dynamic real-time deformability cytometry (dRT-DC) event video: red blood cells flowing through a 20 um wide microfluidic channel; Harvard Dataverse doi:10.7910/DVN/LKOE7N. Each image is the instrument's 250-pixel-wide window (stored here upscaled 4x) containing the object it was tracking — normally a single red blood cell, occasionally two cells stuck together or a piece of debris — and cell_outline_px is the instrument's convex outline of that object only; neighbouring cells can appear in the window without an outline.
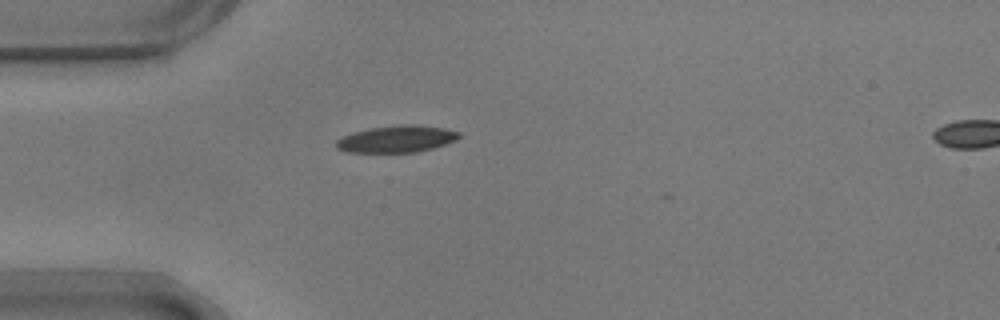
{"species": "common noctule bat (a hibernating species)", "species_latin": "Nyctalus noctula", "temperature_condition": "warm", "stored_images_in_passage": 37, "camera_frame_rate_fps": 3000, "um_per_image_px": 0.085, "animal": {"sex": "male", "body_mass_g": 17.9}, "frame": {"image": 1, "passage_image": 1, "time_ms": 0.0, "image_size_px": [1000, 320], "cell_outline_px": [[460, 136], [456, 140], [432, 148], [416, 152], [348, 152], [336, 148], [336, 140], [352, 132], [372, 128], [404, 124], [416, 124], [444, 128], [460, 132]], "centroid_in_image_um": [33.72, 11.81], "position_along_channel_um": 51.3, "area_um2": 19.07}}
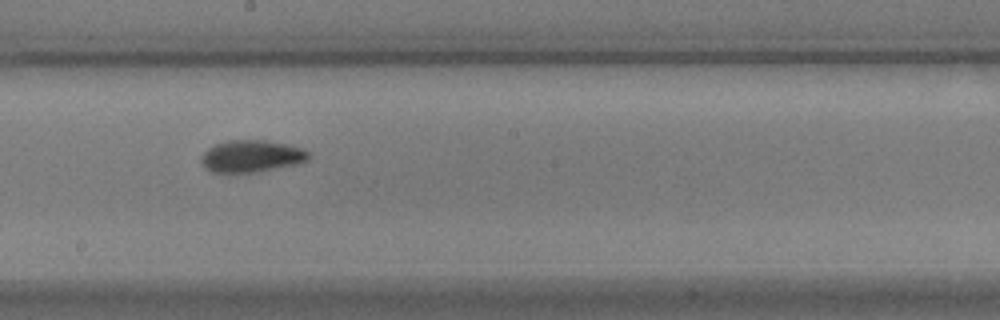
{"frame": {"image": 2, "passage_image": 16, "time_ms": 5.0, "image_size_px": [1000, 320], "cell_outline_px": [[312, 156], [308, 160], [300, 164], [260, 172], [228, 176], [208, 172], [200, 164], [200, 156], [208, 148], [216, 144], [228, 140], [264, 140], [288, 144], [300, 148], [308, 152]], "centroid_in_image_um": [21.31, 13.34], "position_along_channel_um": 226.9, "area_um2": 21.21}}
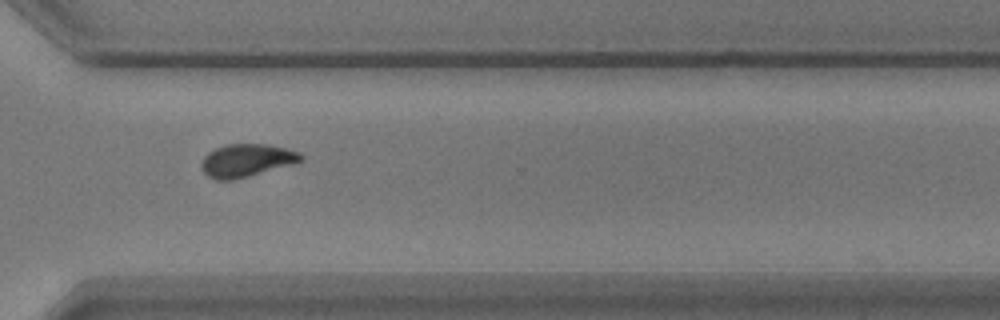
{"frame": {"image": 3, "passage_image": 26, "time_ms": 8.333, "image_size_px": [1000, 320], "cell_outline_px": [[304, 160], [296, 164], [236, 180], [216, 180], [208, 176], [200, 168], [200, 164], [204, 156], [208, 152], [216, 148], [228, 144], [268, 144], [300, 152], [304, 156]], "centroid_in_image_um": [20.99, 13.65], "position_along_channel_um": 349.6, "area_um2": 19.48}, "authors_computed_cell_mechanics": {"area_um2": 19.074, "velocity_mm_per_s": 3.6853, "shape_relaxation_time_tau1_ms": 3.9762, "shape_relaxation_time_tau2_ms": 2.7353, "deformation_change_tau1": 0.1359, "deformation_change_tau2": 0.0787}}